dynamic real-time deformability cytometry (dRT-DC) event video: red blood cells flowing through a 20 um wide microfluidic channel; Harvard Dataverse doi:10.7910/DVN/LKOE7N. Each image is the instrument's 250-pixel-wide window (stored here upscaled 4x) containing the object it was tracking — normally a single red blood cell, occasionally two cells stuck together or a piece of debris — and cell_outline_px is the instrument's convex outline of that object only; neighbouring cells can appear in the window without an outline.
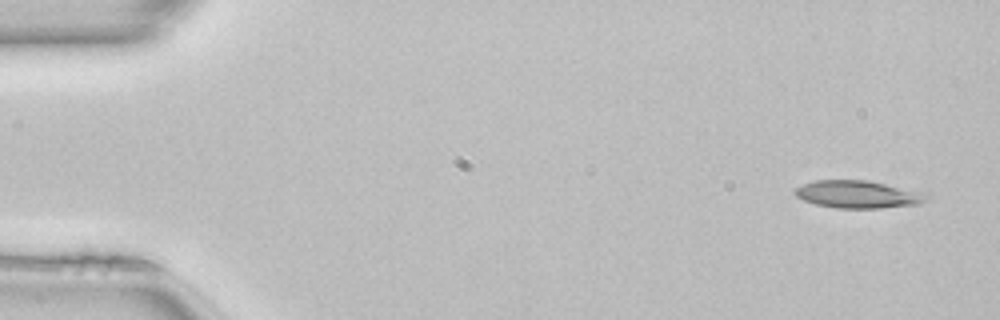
{"species": "common noctule bat (a hibernating species)", "species_latin": "Nyctalus noctula", "temperature_condition": "room temperature", "stored_images_in_passage": 21, "camera_frame_rate_fps": 3000, "um_per_image_px": 0.085, "animal": {"sex": "female", "body_mass_g": 22.7, "forearm_length_mm": 54.2}, "frame": {"image": 1, "passage_image": 1, "time_ms": 0.0, "image_size_px": [1000, 320], "cell_outline_px": [[932, 196], [916, 204], [880, 208], [836, 208], [816, 204], [804, 200], [796, 196], [792, 192], [796, 188], [804, 184], [816, 180], [868, 180], [920, 192]], "centroid_in_image_um": [72.87, 16.52], "position_along_channel_um": 12.1, "area_um2": 20.81}}